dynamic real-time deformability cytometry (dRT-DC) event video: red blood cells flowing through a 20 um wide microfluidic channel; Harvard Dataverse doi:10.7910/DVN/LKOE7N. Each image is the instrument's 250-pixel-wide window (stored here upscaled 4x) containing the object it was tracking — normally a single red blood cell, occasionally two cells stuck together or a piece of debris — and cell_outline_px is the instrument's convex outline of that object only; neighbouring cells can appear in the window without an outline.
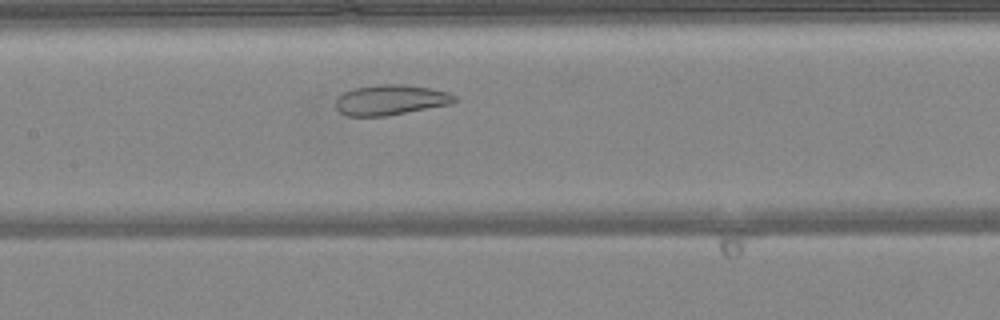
{"species": "common noctule bat (a hibernating species)", "species_latin": "Nyctalus noctula", "temperature_condition": "warm", "stored_images_in_passage": 42, "camera_frame_rate_fps": 3000, "um_per_image_px": 0.085, "animal": {"sex": "female", "body_mass_g": 24.6, "forearm_length_mm": 56.2}, "frame": {"image": 1, "passage_image": 16, "time_ms": 5.0, "image_size_px": [1000, 320], "cell_outline_px": [[456, 100], [452, 104], [388, 116], [348, 116], [340, 112], [336, 108], [336, 96], [352, 88], [376, 84], [404, 84], [428, 88], [448, 92], [456, 96]], "centroid_in_image_um": [33.18, 8.49], "position_along_channel_um": 174.2, "area_um2": 21.21}}
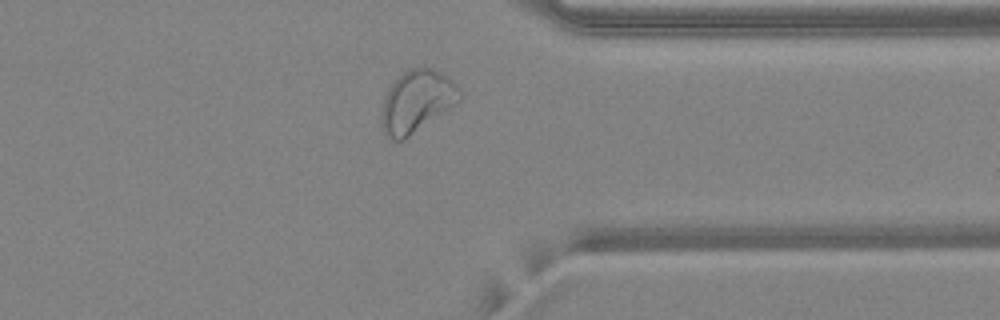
{"frame": {"image": 2, "passage_image": 31, "time_ms": 10.0, "image_size_px": [1000, 320], "cell_outline_px": [[464, 96], [456, 104], [404, 140], [388, 140], [380, 124], [380, 116], [384, 96], [388, 88], [404, 72], [412, 68], [432, 68], [452, 80]], "centroid_in_image_um": [35.4, 8.65], "position_along_channel_um": 376.0, "area_um2": 28.26}}
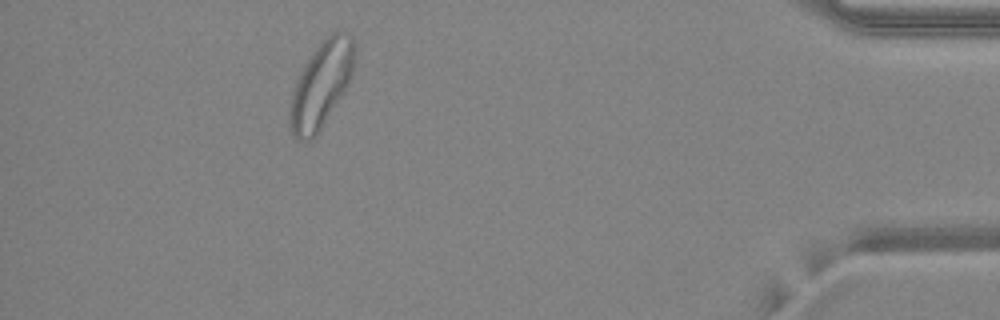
{"frame": {"image": 3, "passage_image": 37, "time_ms": 12.0, "image_size_px": [1000, 320], "cell_outline_px": [[352, 72], [348, 84], [316, 136], [312, 140], [296, 140], [292, 136], [288, 120], [288, 108], [292, 92], [304, 64], [312, 52], [336, 28], [348, 32], [352, 36]], "centroid_in_image_um": [27.24, 7.24], "position_along_channel_um": 408.0, "area_um2": 32.02}, "authors_computed_cell_mechanics": {"area_um2": 27.2527, "velocity_mm_per_s": 4.1449, "shape_relaxation_time_tau1_ms": null, "shape_relaxation_time_tau2_ms": 1.8558, "deformation_change_tau1": null, "deformation_change_tau2": 0.0974}}